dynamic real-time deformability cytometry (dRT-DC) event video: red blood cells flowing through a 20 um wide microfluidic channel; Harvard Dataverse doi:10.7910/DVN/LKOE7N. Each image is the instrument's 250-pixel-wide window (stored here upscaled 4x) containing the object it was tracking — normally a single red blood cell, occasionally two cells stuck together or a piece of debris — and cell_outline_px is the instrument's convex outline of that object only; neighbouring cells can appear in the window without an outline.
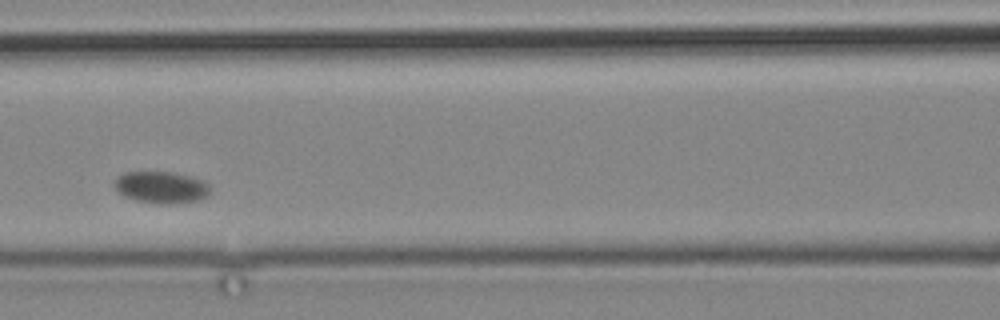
{"species": "common noctule bat (a hibernating species)", "species_latin": "Nyctalus noctula", "temperature_condition": "cold", "stored_images_in_passage": 3, "camera_frame_rate_fps": 3000, "um_per_image_px": 0.085, "animal": {"sex": "male", "body_mass_g": 19.2, "forearm_length_mm": 51.8}, "frame": {"image": 1, "passage_image": 3, "time_ms": 2.667, "image_size_px": [1000, 320], "cell_outline_px": [[208, 196], [200, 200], [176, 204], [160, 204], [136, 200], [124, 196], [116, 188], [116, 180], [124, 172], [168, 172], [188, 176], [200, 180], [208, 184]], "centroid_in_image_um": [13.72, 15.94], "position_along_channel_um": 152.9, "area_um2": 17.4}}